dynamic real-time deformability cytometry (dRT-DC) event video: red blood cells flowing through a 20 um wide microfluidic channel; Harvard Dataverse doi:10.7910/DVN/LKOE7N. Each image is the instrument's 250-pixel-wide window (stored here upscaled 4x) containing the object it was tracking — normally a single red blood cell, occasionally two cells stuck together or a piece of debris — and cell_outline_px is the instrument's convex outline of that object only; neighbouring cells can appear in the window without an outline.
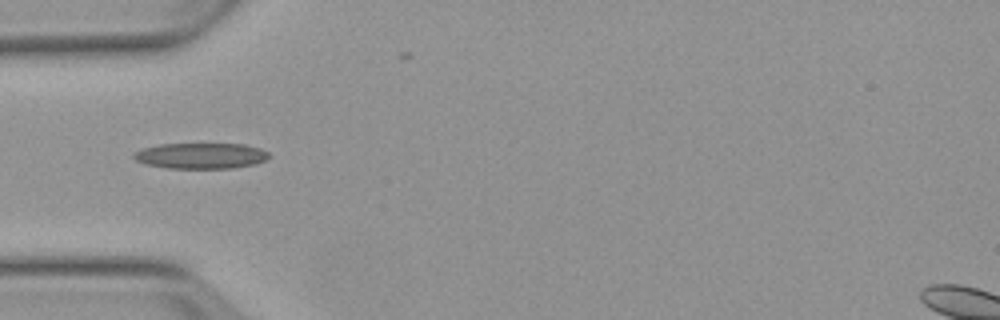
{"species": "Egyptian fruit bat (a non-hibernating species)", "species_latin": "Rousettus aegyptiacus", "temperature_condition": "warm", "stored_images_in_passage": 7, "camera_frame_rate_fps": 3000, "um_per_image_px": 0.085, "animal": {"sex": "female"}, "frame": {"image": 1, "passage_image": 4, "time_ms": 5.333, "image_size_px": [1000, 320], "cell_outline_px": [[268, 156], [264, 160], [256, 164], [232, 168], [168, 168], [144, 164], [136, 160], [132, 156], [132, 152], [144, 148], [160, 144], [244, 144], [260, 148], [268, 152]], "centroid_in_image_um": [17.04, 13.24], "position_along_channel_um": 68.0, "area_um2": 20.29}}
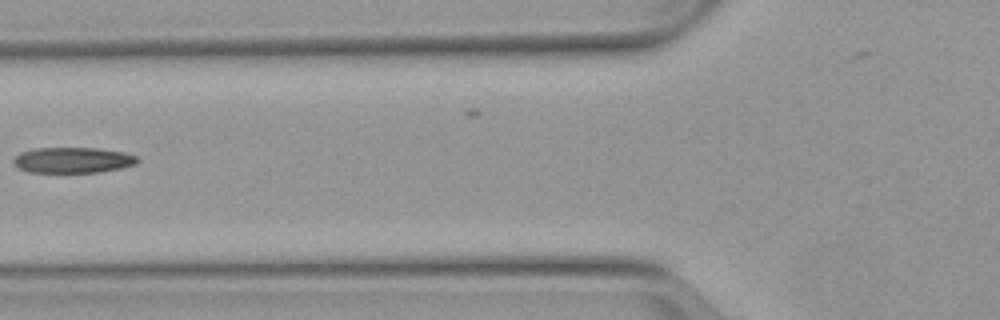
{"frame": {"image": 2, "passage_image": 5, "time_ms": 6.667, "image_size_px": [1000, 320], "cell_outline_px": [[140, 160], [136, 164], [120, 168], [96, 172], [28, 172], [12, 164], [12, 160], [20, 152], [36, 148], [100, 148], [124, 152], [136, 156]], "centroid_in_image_um": [6.18, 13.6], "position_along_channel_um": 119.6, "area_um2": 18.55}}
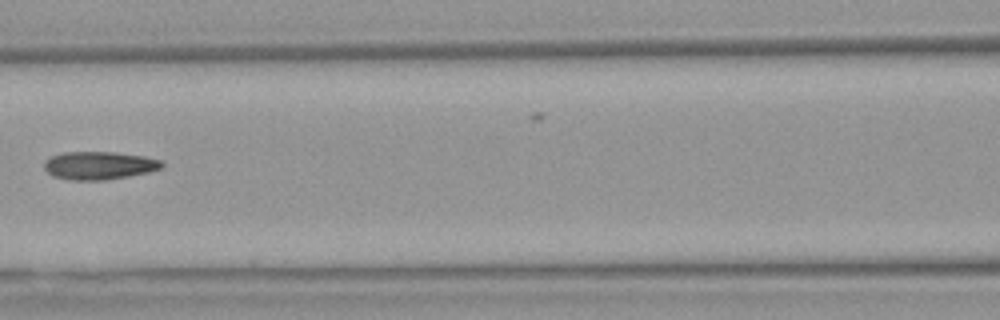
{"frame": {"image": 3, "passage_image": 6, "time_ms": 7.667, "image_size_px": [1000, 320], "cell_outline_px": [[164, 164], [160, 168], [148, 172], [128, 176], [104, 180], [72, 180], [52, 176], [44, 168], [44, 160], [52, 156], [64, 152], [112, 152], [144, 156], [160, 160]], "centroid_in_image_um": [8.39, 14.06], "position_along_channel_um": 158.2, "area_um2": 19.07}}